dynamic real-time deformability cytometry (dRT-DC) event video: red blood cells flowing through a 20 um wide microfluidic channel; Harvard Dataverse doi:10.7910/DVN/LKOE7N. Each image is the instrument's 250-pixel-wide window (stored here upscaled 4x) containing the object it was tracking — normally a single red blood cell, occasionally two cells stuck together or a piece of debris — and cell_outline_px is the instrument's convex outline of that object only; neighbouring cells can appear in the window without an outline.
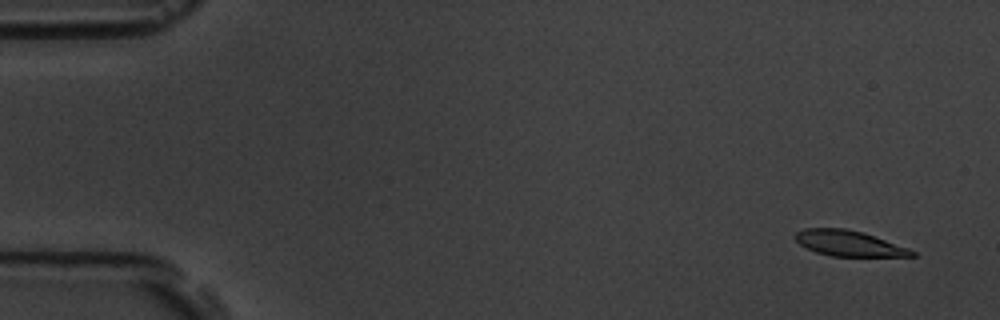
{"species": "common noctule bat (a hibernating species)", "species_latin": "Nyctalus noctula", "temperature_condition": "room temperature", "stored_images_in_passage": 4, "camera_frame_rate_fps": 3000, "um_per_image_px": 0.085, "animal": {"sex": "male", "body_mass_g": 19.5, "forearm_length_mm": 54.6}, "frame": {"image": 1, "passage_image": 1, "time_ms": 0.0, "image_size_px": [1000, 320], "cell_outline_px": [[916, 256], [832, 256], [816, 252], [800, 244], [792, 236], [796, 232], [804, 228], [844, 228], [864, 232], [908, 248], [916, 252]], "centroid_in_image_um": [72.13, 20.67], "position_along_channel_um": 12.9, "area_um2": 17.34}}